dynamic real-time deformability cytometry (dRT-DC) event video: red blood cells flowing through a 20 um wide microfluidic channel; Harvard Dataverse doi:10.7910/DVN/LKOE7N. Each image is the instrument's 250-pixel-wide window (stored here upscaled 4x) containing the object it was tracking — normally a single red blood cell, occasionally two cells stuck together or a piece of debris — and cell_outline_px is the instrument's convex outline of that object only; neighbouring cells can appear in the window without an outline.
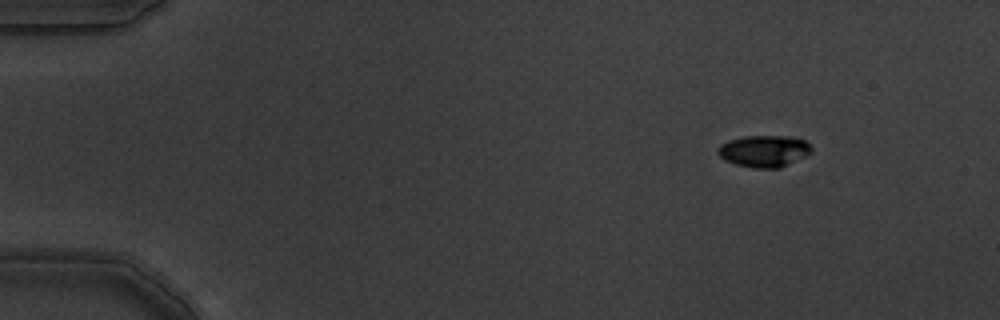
{"species": "common noctule bat (a hibernating species)", "species_latin": "Nyctalus noctula", "temperature_condition": "warm", "stored_images_in_passage": 8, "camera_frame_rate_fps": 3000, "um_per_image_px": 0.085, "animal": {"sex": "male", "body_mass_g": 19.5, "forearm_length_mm": 54.6}, "frame": {"image": 1, "passage_image": 1, "time_ms": 0.0, "image_size_px": [1000, 320], "cell_outline_px": [[812, 152], [780, 168], [752, 168], [736, 164], [724, 160], [720, 156], [720, 144], [728, 140], [744, 136], [788, 136], [804, 140], [812, 148]], "centroid_in_image_um": [64.95, 12.84], "position_along_channel_um": 20.1, "area_um2": 17.11}}
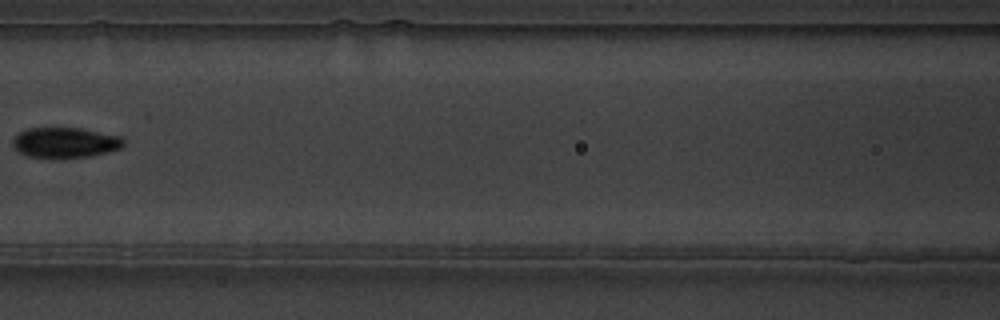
{"frame": {"image": 2, "passage_image": 7, "time_ms": 2.0, "image_size_px": [1000, 320], "cell_outline_px": [[124, 144], [120, 148], [108, 152], [92, 156], [28, 156], [20, 152], [12, 144], [12, 140], [20, 132], [28, 128], [80, 128], [120, 136], [124, 140]], "centroid_in_image_um": [5.56, 12.09], "position_along_channel_um": 161.0, "area_um2": 19.02}}